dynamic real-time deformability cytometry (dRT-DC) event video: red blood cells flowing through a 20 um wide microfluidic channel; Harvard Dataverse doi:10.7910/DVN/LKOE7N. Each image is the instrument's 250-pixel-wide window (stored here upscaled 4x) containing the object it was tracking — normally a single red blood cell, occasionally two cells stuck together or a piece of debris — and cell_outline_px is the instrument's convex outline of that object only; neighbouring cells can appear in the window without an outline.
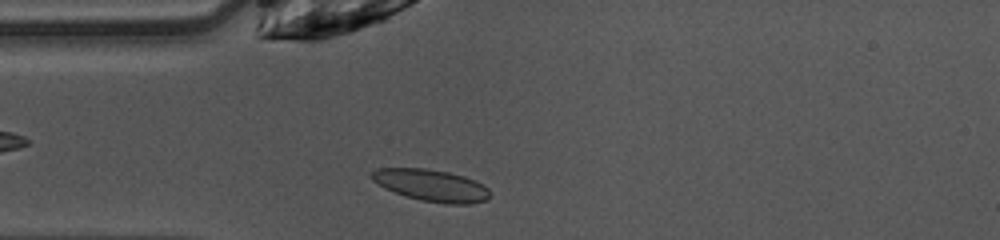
{"species": "common noctule bat (a hibernating species)", "species_latin": "Nyctalus noctula", "temperature_condition": "warm", "stored_images_in_passage": 39, "camera_frame_rate_fps": 3000, "um_per_image_px": 0.085, "animal": {"sex": "female", "body_mass_g": 10.0, "forearm_length_mm": 53.1}, "frame": {"image": 1, "passage_image": 6, "time_ms": 1.667, "image_size_px": [1000, 240], "cell_outline_px": [[488, 196], [484, 200], [472, 204], [444, 204], [420, 200], [396, 192], [372, 180], [368, 176], [376, 168], [424, 168], [448, 172], [464, 176], [488, 188]], "centroid_in_image_um": [36.64, 15.75], "position_along_channel_um": 48.4, "area_um2": 21.56}}
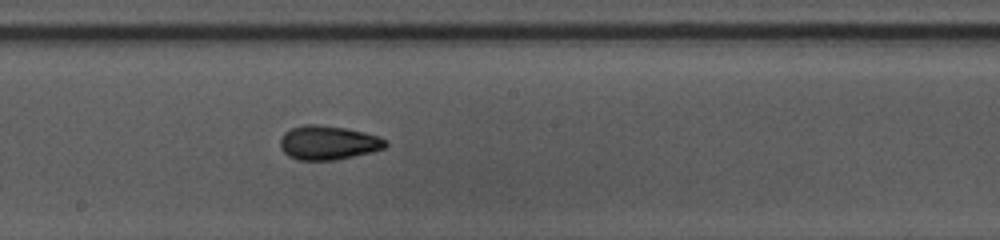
{"frame": {"image": 2, "passage_image": 19, "time_ms": 6.0, "image_size_px": [1000, 240], "cell_outline_px": [[388, 144], [384, 148], [372, 152], [336, 160], [296, 160], [288, 156], [280, 148], [280, 140], [284, 132], [292, 128], [304, 124], [316, 124], [344, 128], [364, 132], [380, 136], [388, 140]], "centroid_in_image_um": [27.9, 12.13], "position_along_channel_um": 220.3, "area_um2": 21.1}}
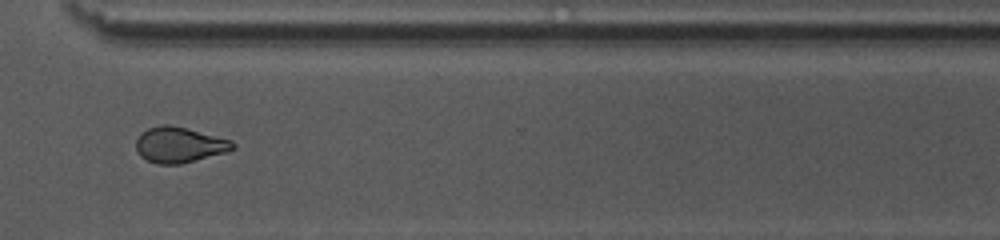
{"frame": {"image": 3, "passage_image": 29, "time_ms": 9.333, "image_size_px": [1000, 240], "cell_outline_px": [[236, 148], [228, 152], [180, 164], [156, 164], [140, 156], [136, 148], [136, 140], [140, 132], [148, 128], [164, 124], [168, 124], [232, 140], [236, 144]], "centroid_in_image_um": [15.25, 12.32], "position_along_channel_um": 355.4, "area_um2": 20.06}, "authors_computed_cell_mechanics": {"area_um2": 20.2878, "velocity_mm_per_s": 4.0732, "shape_relaxation_time_tau1_ms": 8.9347, "shape_relaxation_time_tau2_ms": 3.0499, "deformation_change_tau1": 0.2091, "deformation_change_tau2": 0.0921}}